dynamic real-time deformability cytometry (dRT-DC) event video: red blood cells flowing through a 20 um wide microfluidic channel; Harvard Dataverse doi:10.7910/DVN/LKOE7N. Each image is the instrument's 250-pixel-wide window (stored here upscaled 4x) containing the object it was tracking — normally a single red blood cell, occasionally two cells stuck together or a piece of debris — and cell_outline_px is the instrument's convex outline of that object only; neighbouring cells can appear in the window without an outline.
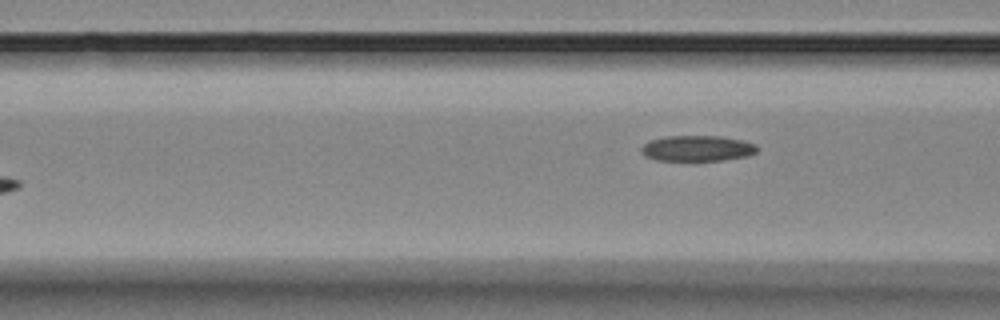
{"species": "Egyptian fruit bat (a non-hibernating species)", "species_latin": "Rousettus aegyptiacus", "temperature_condition": "room temperature", "stored_images_in_passage": 5, "camera_frame_rate_fps": 3000, "um_per_image_px": 0.085, "animal": {"sex": "female"}, "frame": {"image": 1, "passage_image": 5, "time_ms": 4.667, "image_size_px": [1000, 320], "cell_outline_px": [[756, 152], [748, 156], [724, 160], [692, 164], [656, 160], [644, 156], [640, 148], [644, 144], [652, 140], [664, 136], [720, 136], [740, 140], [756, 144]], "centroid_in_image_um": [59.22, 12.67], "position_along_channel_um": 107.4, "area_um2": 18.21}}